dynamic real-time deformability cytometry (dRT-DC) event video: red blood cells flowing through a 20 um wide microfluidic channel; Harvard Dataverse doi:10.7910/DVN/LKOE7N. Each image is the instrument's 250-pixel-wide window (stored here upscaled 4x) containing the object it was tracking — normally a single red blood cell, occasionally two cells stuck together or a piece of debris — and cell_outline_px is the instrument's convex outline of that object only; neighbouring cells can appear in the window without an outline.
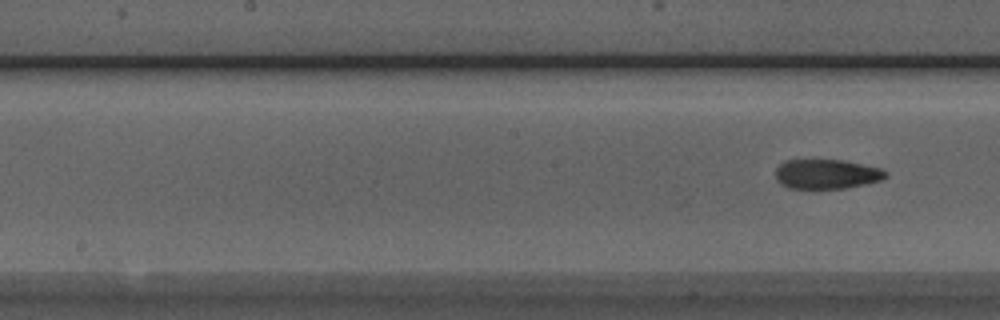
{"species": "Egyptian fruit bat (a non-hibernating species)", "species_latin": "Rousettus aegyptiacus", "temperature_condition": "room temperature", "stored_images_in_passage": 9, "segment_of_instrument_passage": [2, 2], "camera_frame_rate_fps": 3000, "um_per_image_px": 0.085, "animal": {"sex": "male"}, "frame": {"image": 1, "passage_image": 9, "time_ms": 10.0, "image_size_px": [1000, 320], "cell_outline_px": [[888, 176], [880, 180], [868, 184], [844, 188], [788, 188], [780, 184], [776, 180], [776, 168], [780, 164], [788, 160], [844, 160], [880, 168], [888, 172]], "centroid_in_image_um": [70.27, 14.8], "position_along_channel_um": 177.9, "area_um2": 19.02}}